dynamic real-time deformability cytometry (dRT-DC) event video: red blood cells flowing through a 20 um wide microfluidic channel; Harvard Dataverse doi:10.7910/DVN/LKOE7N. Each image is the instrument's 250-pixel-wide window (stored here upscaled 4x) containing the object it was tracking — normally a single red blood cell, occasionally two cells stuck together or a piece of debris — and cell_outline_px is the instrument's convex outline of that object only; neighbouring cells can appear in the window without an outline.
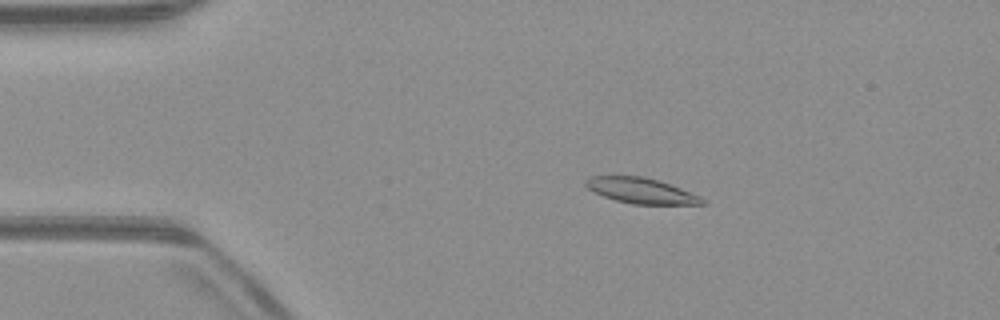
{"species": "common noctule bat (a hibernating species)", "species_latin": "Nyctalus noctula", "temperature_condition": "warm", "stored_images_in_passage": 52, "camera_frame_rate_fps": 3000, "um_per_image_px": 0.085, "animal": {"sex": "male", "body_mass_g": 23.1, "forearm_length_mm": 52.7}, "frame": {"image": 1, "passage_image": 10, "time_ms": 3.0, "image_size_px": [1000, 320], "cell_outline_px": [[704, 204], [632, 204], [616, 200], [604, 196], [588, 188], [584, 184], [584, 180], [592, 176], [644, 176], [680, 188], [700, 196], [704, 200]], "centroid_in_image_um": [54.47, 16.2], "position_along_channel_um": 30.5, "area_um2": 16.99}}
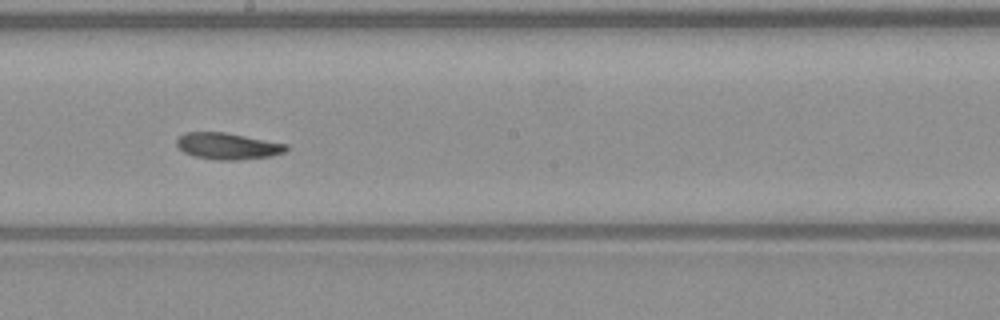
{"frame": {"image": 2, "passage_image": 29, "time_ms": 9.333, "image_size_px": [1000, 320], "cell_outline_px": [[288, 148], [284, 152], [272, 156], [236, 160], [216, 160], [196, 156], [184, 152], [176, 144], [176, 140], [184, 132], [224, 132], [288, 144]], "centroid_in_image_um": [19.36, 12.41], "position_along_channel_um": 228.8, "area_um2": 16.82}}
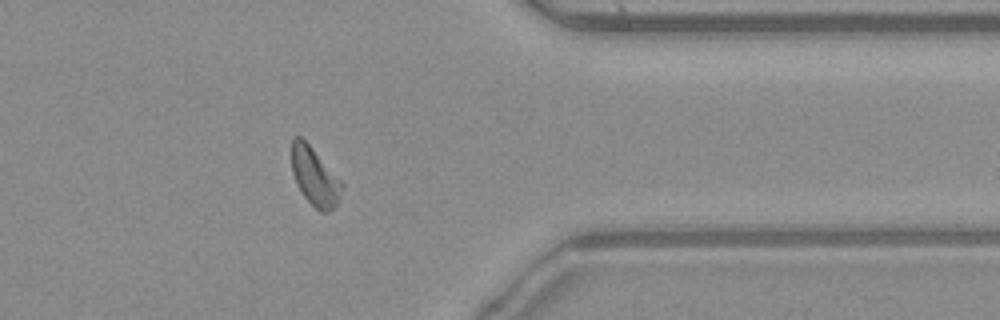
{"frame": {"image": 3, "passage_image": 42, "time_ms": 13.667, "image_size_px": [1000, 320], "cell_outline_px": [[344, 188], [336, 204], [328, 212], [320, 212], [304, 196], [296, 184], [292, 172], [292, 136], [300, 136], [308, 144], [344, 184]], "centroid_in_image_um": [26.75, 15.02], "position_along_channel_um": 384.7, "area_um2": 16.7}}